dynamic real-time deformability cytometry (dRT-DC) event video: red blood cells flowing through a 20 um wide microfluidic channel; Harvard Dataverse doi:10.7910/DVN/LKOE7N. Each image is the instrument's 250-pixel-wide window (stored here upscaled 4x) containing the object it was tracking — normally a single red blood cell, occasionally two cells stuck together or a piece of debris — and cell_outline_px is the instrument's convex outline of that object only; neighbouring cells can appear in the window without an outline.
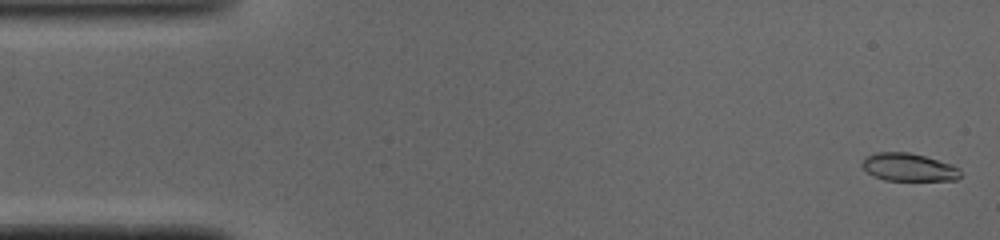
{"species": "common noctule bat (a hibernating species)", "species_latin": "Nyctalus noctula", "temperature_condition": "cold", "stored_images_in_passage": 48, "camera_frame_rate_fps": 3000, "um_per_image_px": 0.085, "animal": {"sex": "male", "body_mass_g": 19.0, "forearm_length_mm": 50.8}, "frame": {"image": 1, "passage_image": 1, "time_ms": 0.0, "image_size_px": [1000, 240], "cell_outline_px": [[960, 176], [956, 180], [884, 180], [872, 176], [860, 164], [864, 156], [876, 152], [908, 152], [924, 156], [952, 164], [960, 168]], "centroid_in_image_um": [77.2, 14.21], "position_along_channel_um": 7.8, "area_um2": 16.07}}
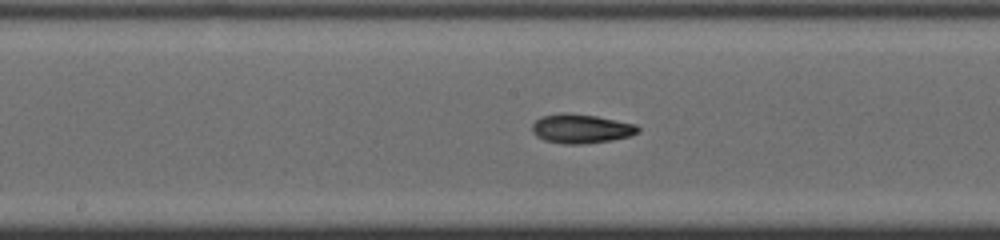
{"frame": {"image": 2, "passage_image": 24, "time_ms": 7.667, "image_size_px": [1000, 240], "cell_outline_px": [[640, 132], [632, 136], [612, 140], [580, 144], [564, 144], [544, 140], [536, 136], [532, 132], [532, 124], [536, 120], [544, 116], [564, 112], [596, 116], [636, 124], [640, 128]], "centroid_in_image_um": [49.42, 10.94], "position_along_channel_um": 198.8, "area_um2": 18.03}}
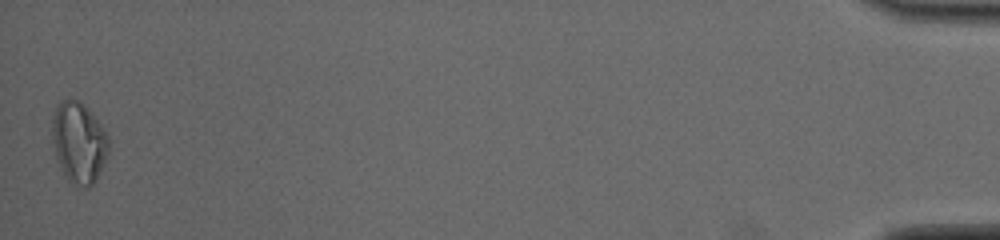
{"frame": {"image": 3, "passage_image": 48, "time_ms": 15.667, "image_size_px": [1000, 240], "cell_outline_px": [[108, 156], [96, 180], [88, 188], [68, 180], [56, 160], [52, 136], [52, 116], [56, 104], [60, 100], [76, 100], [84, 104], [108, 136]], "centroid_in_image_um": [6.68, 12.11], "position_along_channel_um": 428.5, "area_um2": 26.41}, "authors_computed_cell_mechanics": {"area_um2": 17.1377, "velocity_mm_per_s": 4.1044, "shape_relaxation_time_tau1_ms": 7.6564, "shape_relaxation_time_tau2_ms": 10.0008, "deformation_change_tau1": 0.2313, "deformation_change_tau2": 0.1785}}